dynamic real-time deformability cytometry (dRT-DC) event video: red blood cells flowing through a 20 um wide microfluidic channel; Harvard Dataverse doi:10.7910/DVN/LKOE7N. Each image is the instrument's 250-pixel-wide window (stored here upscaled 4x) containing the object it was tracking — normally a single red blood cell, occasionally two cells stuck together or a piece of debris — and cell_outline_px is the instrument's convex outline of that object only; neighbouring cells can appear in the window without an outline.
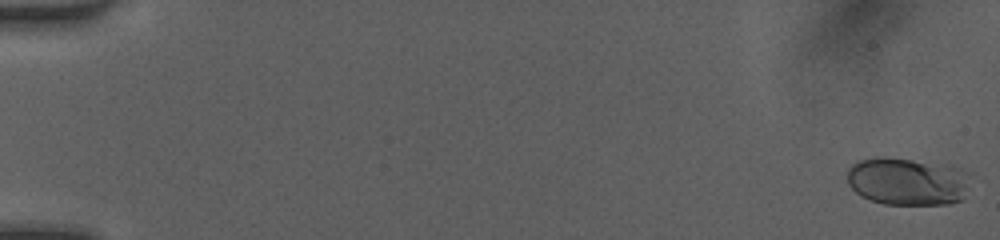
{"species": "human", "species_latin": "Homo sapiens", "temperature_condition": "room temperature", "stored_images_in_passage": 51, "camera_frame_rate_fps": 3000, "um_per_image_px": 0.085, "donor": {"sex": "female"}, "frame": {"image": 1, "passage_image": 1, "time_ms": 0.0, "image_size_px": [1000, 240], "cell_outline_px": [[972, 172], [964, 200], [948, 204], [884, 204], [860, 196], [848, 184], [848, 168], [856, 160], [876, 156], [884, 156], [952, 164]], "centroid_in_image_um": [77.2, 15.38], "position_along_channel_um": 7.8, "area_um2": 35.37}}
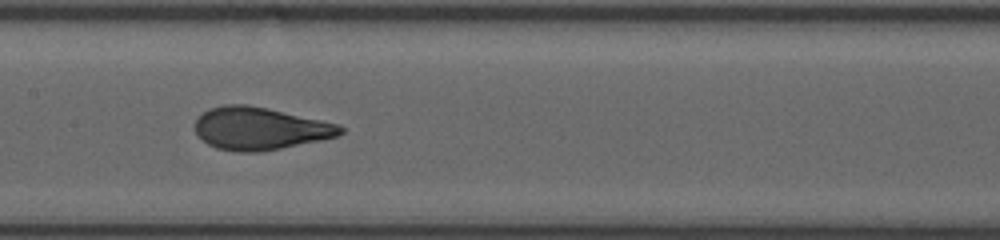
{"frame": {"image": 2, "passage_image": 27, "time_ms": 8.667, "image_size_px": [1000, 240], "cell_outline_px": [[344, 132], [336, 136], [320, 140], [280, 148], [256, 152], [240, 152], [216, 148], [208, 144], [196, 132], [196, 120], [204, 112], [212, 108], [224, 104], [248, 104], [268, 108], [340, 124], [344, 128]], "centroid_in_image_um": [22.11, 10.91], "position_along_channel_um": 185.3, "area_um2": 35.72}}
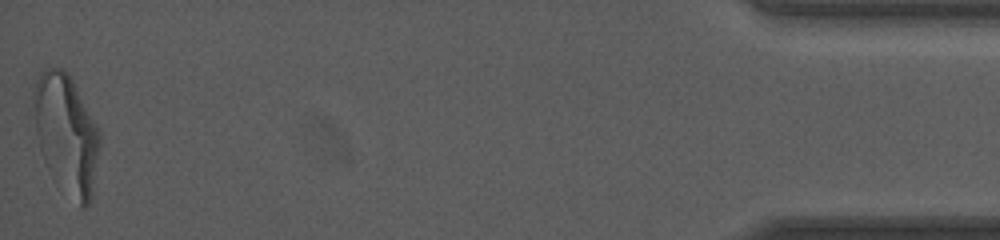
{"frame": {"image": 3, "passage_image": 51, "time_ms": 16.667, "image_size_px": [1000, 240], "cell_outline_px": [[100, 144], [92, 200], [84, 208], [80, 208], [44, 160], [40, 148], [36, 132], [32, 92], [32, 88], [40, 72], [44, 68], [60, 68], [72, 80], [100, 128]], "centroid_in_image_um": [5.66, 11.34], "position_along_channel_um": 429.5, "area_um2": 45.37}, "authors_computed_cell_mechanics": {"area_um2": 35.6626, "velocity_mm_per_s": 4.1279, "shape_relaxation_time_tau1_ms": 4.3626, "shape_relaxation_time_tau2_ms": null, "deformation_change_tau1": 0.1859, "deformation_change_tau2": null}}